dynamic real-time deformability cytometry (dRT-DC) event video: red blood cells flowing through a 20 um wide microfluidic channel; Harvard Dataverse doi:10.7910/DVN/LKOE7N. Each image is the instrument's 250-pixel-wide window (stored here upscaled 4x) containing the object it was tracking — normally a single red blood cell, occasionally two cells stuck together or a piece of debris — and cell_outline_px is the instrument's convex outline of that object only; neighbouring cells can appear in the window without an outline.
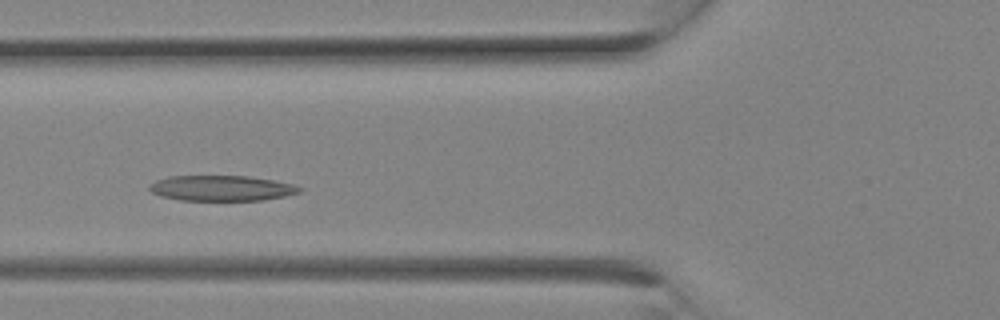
{"species": "Egyptian fruit bat (a non-hibernating species)", "species_latin": "Rousettus aegyptiacus", "temperature_condition": "room temperature", "stored_images_in_passage": 10, "camera_frame_rate_fps": 3000, "um_per_image_px": 0.085, "animal": {"sex": "female"}, "frame": {"image": 1, "passage_image": 7, "time_ms": 2.0, "image_size_px": [1000, 320], "cell_outline_px": [[304, 188], [300, 192], [284, 196], [264, 200], [180, 200], [160, 196], [152, 192], [148, 188], [148, 184], [156, 180], [168, 176], [248, 176], [272, 180], [292, 184]], "centroid_in_image_um": [18.8, 15.99], "position_along_channel_um": 107.0, "area_um2": 22.25}}
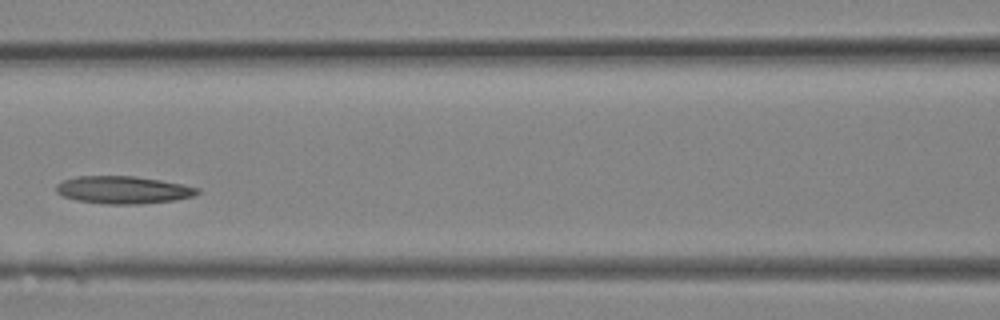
{"frame": {"image": 2, "passage_image": 9, "time_ms": 2.667, "image_size_px": [1000, 320], "cell_outline_px": [[200, 192], [192, 196], [176, 200], [144, 204], [104, 204], [76, 200], [64, 196], [56, 192], [56, 184], [64, 180], [76, 176], [136, 176], [160, 180], [200, 188]], "centroid_in_image_um": [10.46, 16.14], "position_along_channel_um": 156.1, "area_um2": 22.72}}